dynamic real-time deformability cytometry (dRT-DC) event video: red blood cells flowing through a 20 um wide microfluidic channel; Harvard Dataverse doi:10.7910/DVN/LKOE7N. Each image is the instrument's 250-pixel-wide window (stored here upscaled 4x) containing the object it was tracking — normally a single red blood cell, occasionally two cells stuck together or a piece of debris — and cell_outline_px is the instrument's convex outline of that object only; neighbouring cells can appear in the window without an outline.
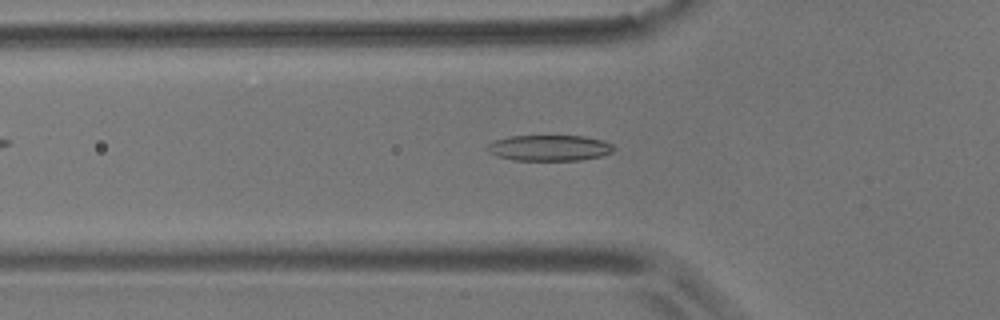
{"species": "common noctule bat (a hibernating species)", "species_latin": "Nyctalus noctula", "temperature_condition": "room temperature", "stored_images_in_passage": 56, "camera_frame_rate_fps": 3000, "um_per_image_px": 0.085, "animal": {"sex": "male", "body_mass_g": 17.9}, "frame": {"image": 1, "passage_image": 18, "time_ms": 5.667, "image_size_px": [1000, 320], "cell_outline_px": [[616, 148], [612, 152], [600, 156], [580, 160], [512, 160], [496, 156], [488, 152], [484, 148], [492, 140], [508, 136], [584, 136], [604, 140], [612, 144]], "centroid_in_image_um": [46.65, 12.57], "position_along_channel_um": 79.1, "area_um2": 19.31}}
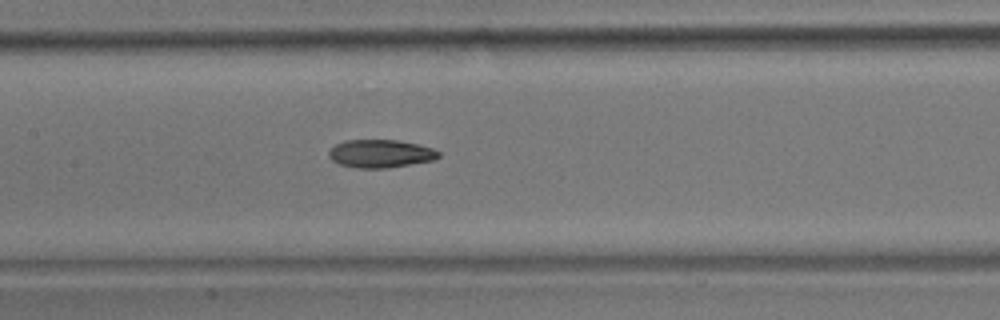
{"frame": {"image": 2, "passage_image": 26, "time_ms": 8.333, "image_size_px": [1000, 320], "cell_outline_px": [[440, 156], [432, 160], [384, 168], [356, 168], [340, 164], [332, 160], [328, 156], [328, 152], [336, 144], [344, 140], [396, 140], [416, 144], [432, 148], [440, 152]], "centroid_in_image_um": [32.31, 13.05], "position_along_channel_um": 175.1, "area_um2": 17.69}}
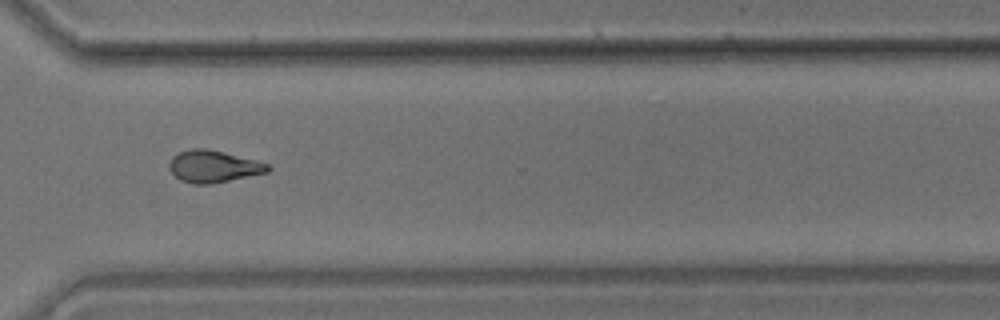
{"frame": {"image": 3, "passage_image": 41, "time_ms": 13.333, "image_size_px": [1000, 320], "cell_outline_px": [[272, 168], [268, 172], [208, 184], [192, 184], [180, 180], [168, 168], [168, 164], [172, 156], [188, 148], [208, 148], [224, 152], [268, 164]], "centroid_in_image_um": [18.09, 14.13], "position_along_channel_um": 352.5, "area_um2": 18.26}, "authors_computed_cell_mechanics": {"area_um2": 18.3515, "velocity_mm_per_s": 3.5579, "shape_relaxation_time_tau1_ms": 5.0055, "shape_relaxation_time_tau2_ms": 6.7703, "deformation_change_tau1": 0.1554, "deformation_change_tau2": 0.1559}}